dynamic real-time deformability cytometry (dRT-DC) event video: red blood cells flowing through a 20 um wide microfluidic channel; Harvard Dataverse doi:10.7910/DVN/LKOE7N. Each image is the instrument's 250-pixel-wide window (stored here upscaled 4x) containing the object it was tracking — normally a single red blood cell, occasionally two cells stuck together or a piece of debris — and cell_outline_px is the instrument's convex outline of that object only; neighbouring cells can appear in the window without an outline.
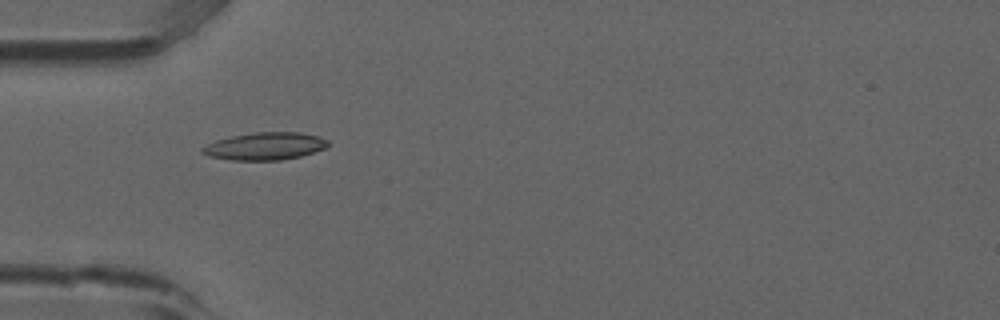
{"species": "common noctule bat (a hibernating species)", "species_latin": "Nyctalus noctula", "temperature_condition": "room temperature", "stored_images_in_passage": 40, "camera_frame_rate_fps": 3000, "um_per_image_px": 0.085, "animal": {"sex": "male", "forearm_length_mm": 52.5}, "frame": {"image": 1, "passage_image": 4, "time_ms": 1.0, "image_size_px": [1000, 320], "cell_outline_px": [[328, 144], [324, 148], [300, 156], [280, 160], [232, 160], [208, 156], [200, 152], [200, 148], [216, 140], [232, 136], [256, 132], [300, 132], [320, 136], [328, 140]], "centroid_in_image_um": [22.5, 12.42], "position_along_channel_um": 62.5, "area_um2": 20.06}}
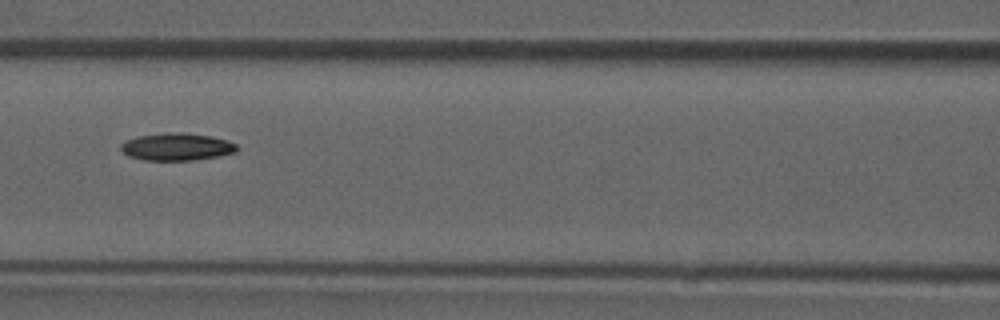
{"frame": {"image": 2, "passage_image": 11, "time_ms": 3.333, "image_size_px": [1000, 320], "cell_outline_px": [[236, 152], [216, 156], [192, 160], [144, 160], [128, 156], [120, 148], [120, 144], [124, 140], [136, 136], [176, 132], [180, 132], [212, 136], [228, 140], [236, 144]], "centroid_in_image_um": [14.99, 12.47], "position_along_channel_um": 151.6, "area_um2": 18.44}}
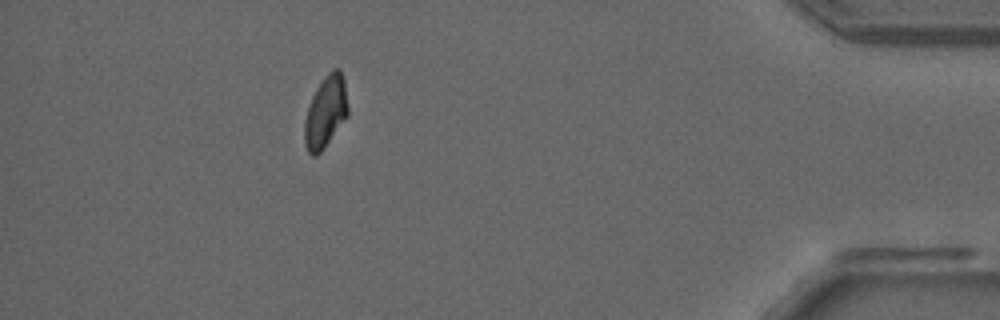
{"frame": {"image": 3, "passage_image": 35, "time_ms": 11.333, "image_size_px": [1000, 320], "cell_outline_px": [[348, 116], [324, 148], [316, 156], [312, 156], [308, 152], [304, 144], [304, 120], [312, 96], [316, 88], [324, 76], [332, 68], [340, 68], [344, 80], [348, 108]], "centroid_in_image_um": [27.67, 9.51], "position_along_channel_um": 407.5, "area_um2": 18.32}, "authors_computed_cell_mechanics": {"area_um2": 18.2937, "velocity_mm_per_s": 3.8805, "shape_relaxation_time_tau1_ms": 9.9236, "shape_relaxation_time_tau2_ms": null, "deformation_change_tau1": 0.2181, "deformation_change_tau2": null}}